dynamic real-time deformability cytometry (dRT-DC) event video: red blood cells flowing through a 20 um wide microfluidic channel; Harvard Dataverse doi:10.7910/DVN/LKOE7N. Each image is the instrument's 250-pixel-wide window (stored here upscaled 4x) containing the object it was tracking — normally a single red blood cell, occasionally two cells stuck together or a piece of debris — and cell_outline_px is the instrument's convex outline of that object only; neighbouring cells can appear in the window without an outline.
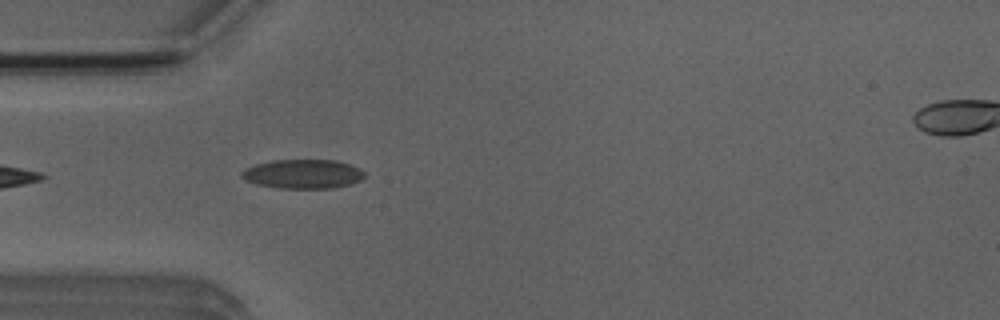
{"species": "Egyptian fruit bat (a non-hibernating species)", "species_latin": "Rousettus aegyptiacus", "temperature_condition": "room temperature", "stored_images_in_passage": 5, "segment_of_instrument_passage": [1, 2], "camera_frame_rate_fps": 3000, "um_per_image_px": 0.085, "animal": {"sex": "male"}, "frame": {"image": 1, "passage_image": 4, "time_ms": 3.667, "image_size_px": [1000, 320], "cell_outline_px": [[364, 176], [360, 180], [352, 184], [332, 188], [280, 188], [256, 184], [244, 180], [240, 176], [240, 172], [256, 164], [272, 160], [336, 160], [360, 168], [364, 172]], "centroid_in_image_um": [25.74, 14.79], "position_along_channel_um": 59.3, "area_um2": 20.87}}